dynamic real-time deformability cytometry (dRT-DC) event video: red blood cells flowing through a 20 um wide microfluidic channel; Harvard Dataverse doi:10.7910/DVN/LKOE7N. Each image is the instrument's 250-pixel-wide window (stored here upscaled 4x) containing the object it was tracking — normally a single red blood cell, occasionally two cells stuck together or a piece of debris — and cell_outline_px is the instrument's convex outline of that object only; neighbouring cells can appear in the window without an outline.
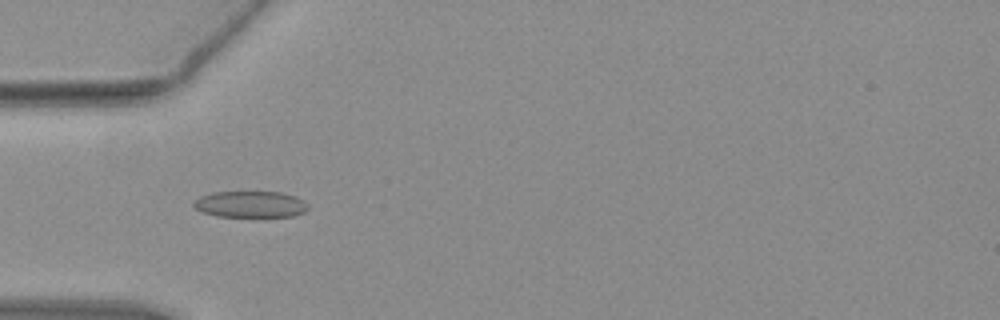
{"species": "common noctule bat (a hibernating species)", "species_latin": "Nyctalus noctula", "temperature_condition": "warm", "stored_images_in_passage": 56, "camera_frame_rate_fps": 3000, "um_per_image_px": 0.085, "animal": {"sex": "female", "body_mass_g": 19.3, "forearm_length_mm": 54.1}, "frame": {"image": 1, "passage_image": 18, "time_ms": 5.667, "image_size_px": [1000, 320], "cell_outline_px": [[308, 208], [304, 212], [292, 216], [216, 216], [204, 212], [196, 208], [192, 204], [200, 196], [212, 192], [280, 192], [296, 196], [304, 200], [308, 204]], "centroid_in_image_um": [21.31, 17.35], "position_along_channel_um": 63.7, "area_um2": 17.46}}
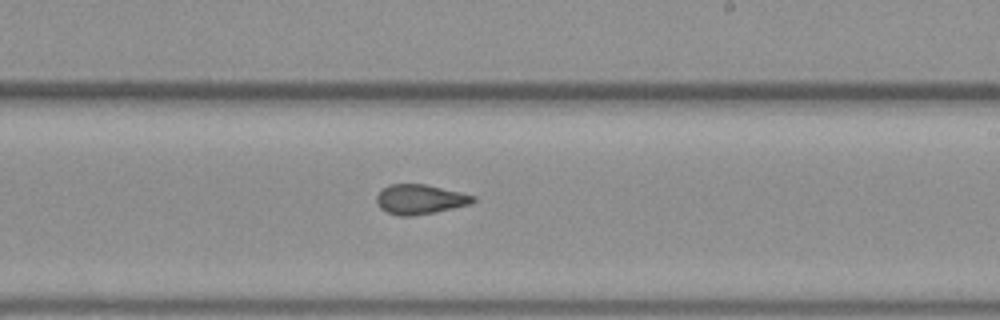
{"frame": {"image": 2, "passage_image": 33, "time_ms": 10.667, "image_size_px": [1000, 320], "cell_outline_px": [[476, 200], [472, 204], [436, 212], [412, 216], [400, 216], [388, 212], [380, 208], [376, 204], [376, 196], [388, 184], [424, 184], [460, 192], [476, 196]], "centroid_in_image_um": [35.71, 16.95], "position_along_channel_um": 253.3, "area_um2": 16.76}}
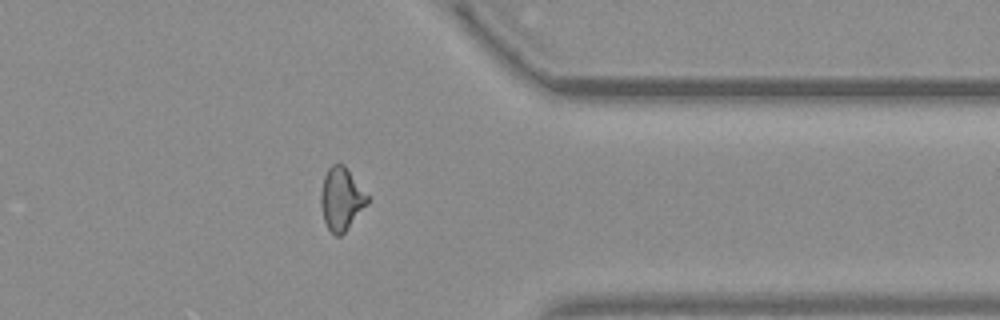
{"frame": {"image": 3, "passage_image": 44, "time_ms": 14.333, "image_size_px": [1000, 320], "cell_outline_px": [[368, 204], [344, 232], [340, 236], [336, 236], [328, 228], [324, 220], [320, 204], [320, 192], [324, 176], [328, 168], [332, 164], [344, 164], [368, 196]], "centroid_in_image_um": [28.99, 16.9], "position_along_channel_um": 382.4, "area_um2": 16.88}}